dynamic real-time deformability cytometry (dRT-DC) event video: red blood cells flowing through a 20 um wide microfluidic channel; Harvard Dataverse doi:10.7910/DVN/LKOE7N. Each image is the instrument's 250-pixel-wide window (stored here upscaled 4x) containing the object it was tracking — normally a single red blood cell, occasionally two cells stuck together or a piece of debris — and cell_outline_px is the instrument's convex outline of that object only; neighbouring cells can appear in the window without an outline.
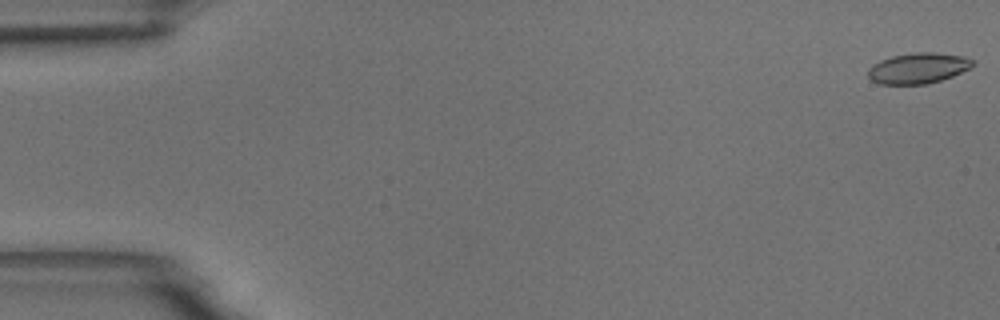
{"species": "common noctule bat (a hibernating species)", "species_latin": "Nyctalus noctula", "temperature_condition": "room temperature", "stored_images_in_passage": 15, "camera_frame_rate_fps": 3000, "um_per_image_px": 0.085, "animal": {"sex": "male", "body_mass_g": 18.8}, "frame": {"image": 1, "passage_image": 1, "time_ms": 0.0, "image_size_px": [1000, 320], "cell_outline_px": [[976, 64], [952, 76], [940, 80], [924, 84], [880, 84], [872, 80], [868, 76], [868, 68], [872, 64], [880, 60], [892, 56], [916, 52], [932, 52], [964, 56], [972, 60]], "centroid_in_image_um": [78.01, 5.79], "position_along_channel_um": 7.0, "area_um2": 18.55}}
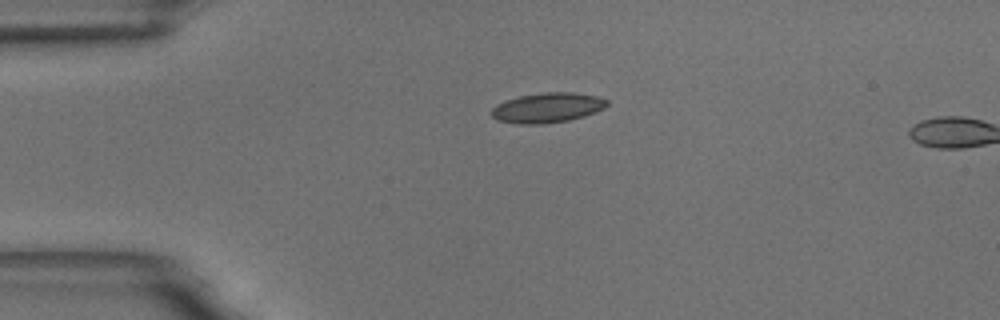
{"frame": {"image": 2, "passage_image": 13, "time_ms": 4.0, "image_size_px": [1000, 320], "cell_outline_px": [[608, 104], [604, 108], [584, 116], [568, 120], [540, 124], [516, 124], [496, 120], [488, 112], [496, 104], [520, 96], [544, 92], [572, 92], [596, 96], [608, 100]], "centroid_in_image_um": [46.49, 9.16], "position_along_channel_um": 38.5, "area_um2": 20.11}}